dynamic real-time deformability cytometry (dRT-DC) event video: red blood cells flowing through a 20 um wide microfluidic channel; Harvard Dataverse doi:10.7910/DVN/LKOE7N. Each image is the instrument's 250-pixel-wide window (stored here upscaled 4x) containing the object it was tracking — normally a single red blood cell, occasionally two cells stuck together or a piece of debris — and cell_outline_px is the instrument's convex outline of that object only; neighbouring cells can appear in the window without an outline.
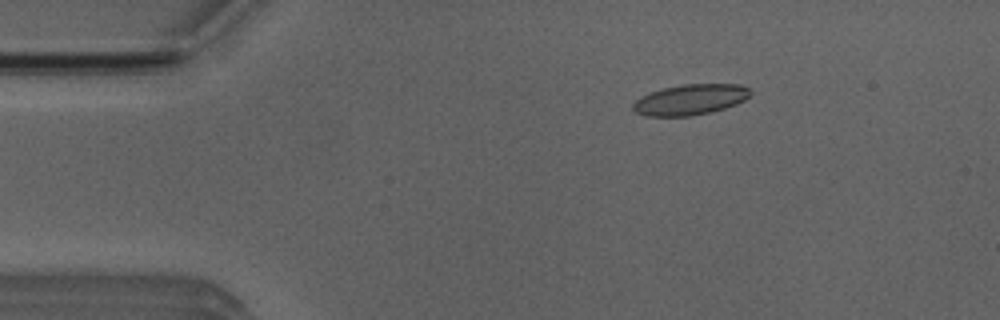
{"species": "Egyptian fruit bat (a non-hibernating species)", "species_latin": "Rousettus aegyptiacus", "temperature_condition": "room temperature", "stored_images_in_passage": 45, "camera_frame_rate_fps": 3000, "um_per_image_px": 0.085, "animal": {"sex": "male"}, "frame": {"image": 1, "passage_image": 1, "time_ms": 0.0, "image_size_px": [1000, 320], "cell_outline_px": [[752, 92], [744, 100], [736, 104], [724, 108], [708, 112], [688, 116], [648, 116], [636, 112], [632, 108], [632, 104], [636, 100], [652, 92], [664, 88], [680, 84], [740, 84], [748, 88]], "centroid_in_image_um": [58.68, 8.46], "position_along_channel_um": 26.3, "area_um2": 20.63}}
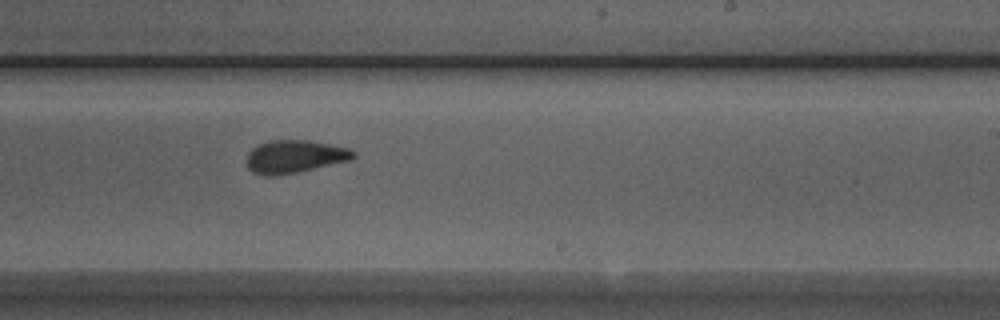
{"frame": {"image": 2, "passage_image": 24, "time_ms": 7.667, "image_size_px": [1000, 320], "cell_outline_px": [[356, 156], [352, 160], [296, 172], [272, 176], [264, 176], [252, 172], [248, 168], [248, 152], [256, 144], [268, 140], [308, 140], [348, 148], [356, 152]], "centroid_in_image_um": [25.03, 13.3], "position_along_channel_um": 264.0, "area_um2": 20.46}}
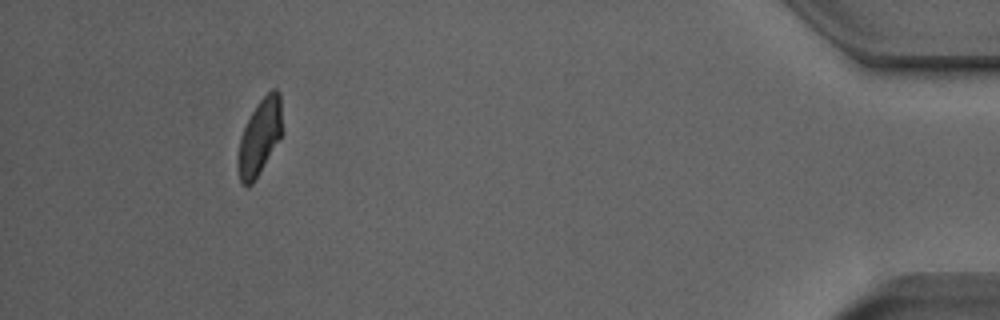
{"frame": {"image": 3, "passage_image": 41, "time_ms": 13.333, "image_size_px": [1000, 320], "cell_outline_px": [[284, 132], [252, 184], [244, 184], [240, 180], [236, 168], [236, 160], [240, 140], [244, 128], [256, 104], [272, 88], [276, 88], [280, 92]], "centroid_in_image_um": [22.1, 11.6], "position_along_channel_um": 413.1, "area_um2": 19.71}, "authors_computed_cell_mechanics": {"area_um2": 20.7502, "velocity_mm_per_s": 3.8722, "shape_relaxation_time_tau1_ms": 6.6468, "shape_relaxation_time_tau2_ms": 1.5712, "deformation_change_tau1": 0.1494, "deformation_change_tau2": 0.0685}}